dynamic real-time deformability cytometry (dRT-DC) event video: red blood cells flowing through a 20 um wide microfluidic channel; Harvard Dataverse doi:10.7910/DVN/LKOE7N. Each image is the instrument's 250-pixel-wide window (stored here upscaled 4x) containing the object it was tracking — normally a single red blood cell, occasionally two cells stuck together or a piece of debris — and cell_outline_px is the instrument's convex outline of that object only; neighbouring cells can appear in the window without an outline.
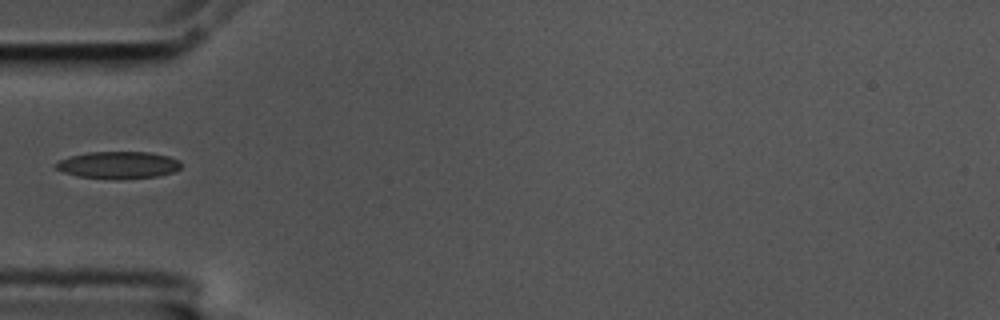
{"species": "common noctule bat (a hibernating species)", "species_latin": "Nyctalus noctula", "temperature_condition": "cold", "stored_images_in_passage": 39, "camera_frame_rate_fps": 3000, "um_per_image_px": 0.085, "animal": {"sex": "male", "body_mass_g": 17.5, "forearm_length_mm": 52.3}, "frame": {"image": 1, "passage_image": 1, "time_ms": 0.0, "image_size_px": [1000, 320], "cell_outline_px": [[180, 168], [172, 172], [156, 176], [120, 180], [76, 176], [64, 172], [56, 168], [52, 164], [60, 160], [72, 156], [88, 152], [148, 152], [168, 156], [180, 160]], "centroid_in_image_um": [10.04, 14.03], "position_along_channel_um": 75.0, "area_um2": 19.83}}
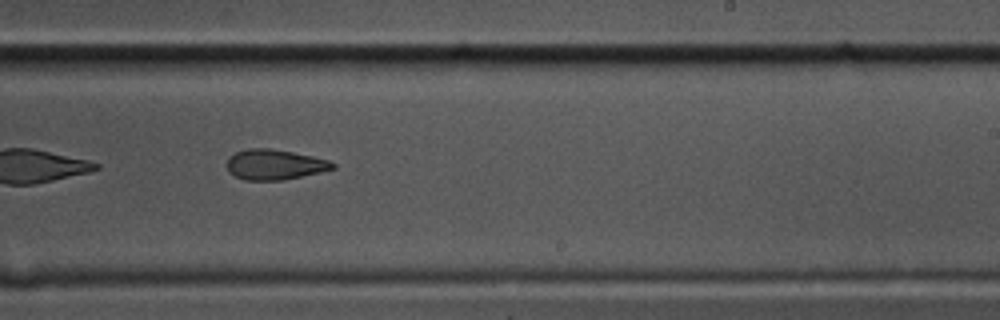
{"frame": {"image": 2, "passage_image": 17, "time_ms": 5.333, "image_size_px": [1000, 320], "cell_outline_px": [[336, 168], [320, 172], [284, 180], [244, 180], [228, 172], [228, 156], [236, 152], [248, 148], [268, 148], [292, 152], [312, 156], [328, 160], [336, 164]], "centroid_in_image_um": [23.34, 13.99], "position_along_channel_um": 265.7, "area_um2": 18.61}}
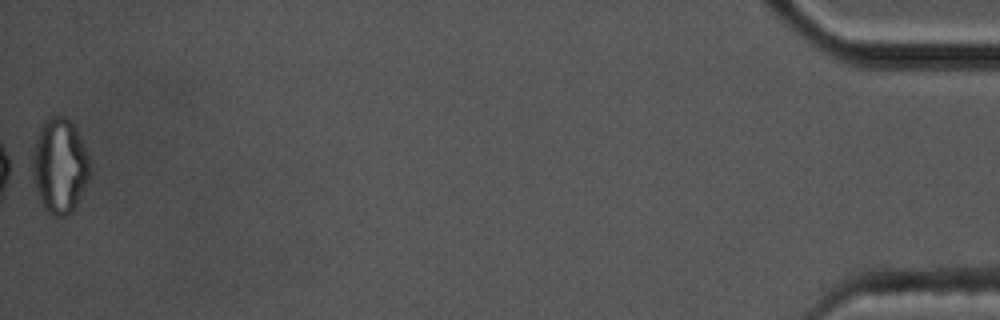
{"frame": {"image": 3, "passage_image": 39, "time_ms": 12.667, "image_size_px": [1000, 320], "cell_outline_px": [[92, 176], [76, 208], [72, 212], [64, 216], [52, 216], [44, 208], [40, 200], [32, 180], [32, 148], [40, 124], [44, 116], [64, 116], [76, 128], [88, 152], [92, 164]], "centroid_in_image_um": [5.1, 14.09], "position_along_channel_um": 430.1, "area_um2": 33.12}}